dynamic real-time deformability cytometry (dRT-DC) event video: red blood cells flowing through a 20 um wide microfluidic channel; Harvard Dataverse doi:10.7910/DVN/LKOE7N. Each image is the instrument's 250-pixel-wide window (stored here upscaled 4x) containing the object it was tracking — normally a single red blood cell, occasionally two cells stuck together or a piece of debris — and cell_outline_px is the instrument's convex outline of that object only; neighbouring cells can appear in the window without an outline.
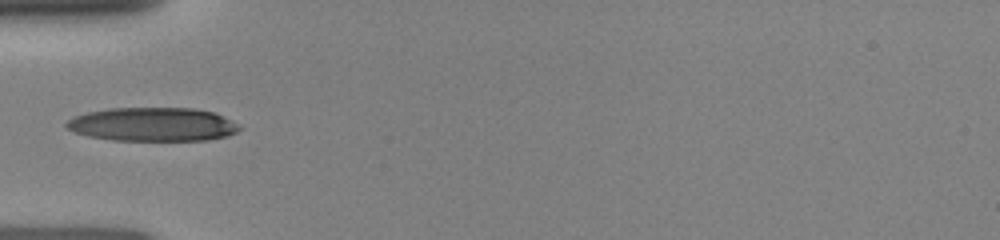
{"species": "human", "species_latin": "Homo sapiens", "temperature_condition": "room temperature", "stored_images_in_passage": 29, "camera_frame_rate_fps": 3000, "um_per_image_px": 0.085, "donor": {"sex": "female"}, "frame": {"image": 1, "passage_image": 1, "time_ms": 0.0, "image_size_px": [1000, 240], "cell_outline_px": [[240, 128], [236, 132], [224, 136], [204, 140], [112, 140], [88, 136], [76, 132], [68, 128], [64, 124], [68, 120], [76, 116], [88, 112], [108, 108], [192, 108], [212, 112], [232, 120], [240, 124]], "centroid_in_image_um": [12.97, 10.57], "position_along_channel_um": 72.0, "area_um2": 33.7}}
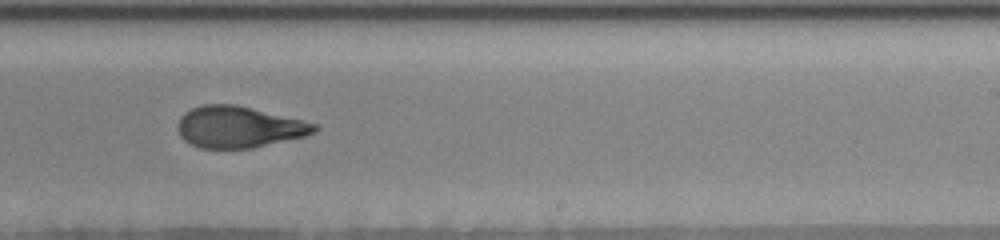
{"frame": {"image": 2, "passage_image": 17, "time_ms": 4.667, "image_size_px": [1000, 240], "cell_outline_px": [[320, 128], [316, 132], [304, 136], [252, 148], [200, 148], [188, 144], [180, 136], [176, 128], [176, 124], [180, 116], [184, 112], [200, 104], [236, 104], [304, 120], [320, 124]], "centroid_in_image_um": [20.28, 10.78], "position_along_channel_um": 268.7, "area_um2": 33.47}}
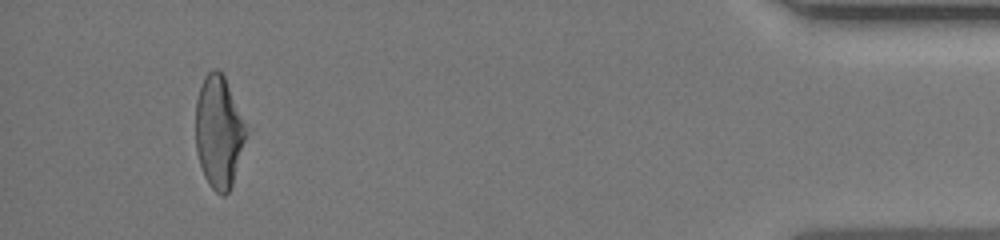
{"frame": {"image": 3, "passage_image": 27, "time_ms": 9.667, "image_size_px": [1000, 240], "cell_outline_px": [[248, 132], [232, 184], [228, 192], [224, 196], [216, 192], [208, 184], [204, 176], [196, 152], [196, 100], [204, 76], [212, 68], [216, 68], [224, 76]], "centroid_in_image_um": [18.58, 11.23], "position_along_channel_um": 416.6, "area_um2": 32.66}}